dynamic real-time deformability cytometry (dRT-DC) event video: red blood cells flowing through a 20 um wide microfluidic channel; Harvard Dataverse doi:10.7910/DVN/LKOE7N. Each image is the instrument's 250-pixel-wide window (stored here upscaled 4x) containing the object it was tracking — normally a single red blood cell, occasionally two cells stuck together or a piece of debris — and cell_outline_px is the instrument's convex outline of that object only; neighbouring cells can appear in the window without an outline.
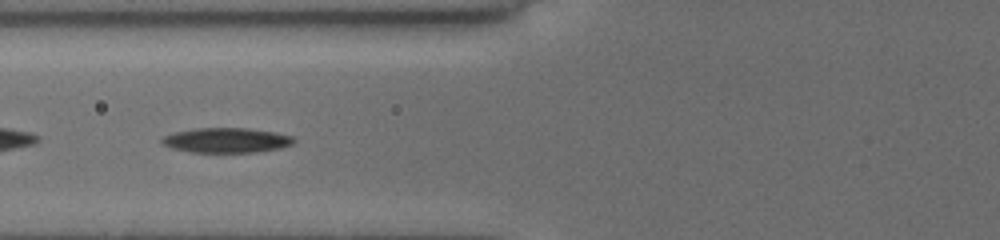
{"species": "common noctule bat (a hibernating species)", "species_latin": "Nyctalus noctula", "temperature_condition": "cold", "stored_images_in_passage": 53, "camera_frame_rate_fps": 3000, "um_per_image_px": 0.085, "animal": {"sex": "female", "body_mass_g": 19.5, "forearm_length_mm": 54.1}, "frame": {"image": 1, "passage_image": 23, "time_ms": 7.333, "image_size_px": [1000, 240], "cell_outline_px": [[296, 140], [292, 144], [280, 148], [256, 152], [192, 152], [172, 148], [160, 144], [160, 140], [164, 136], [176, 132], [196, 128], [248, 128], [276, 132], [292, 136]], "centroid_in_image_um": [19.25, 11.92], "position_along_channel_um": 106.6, "area_um2": 19.13}}
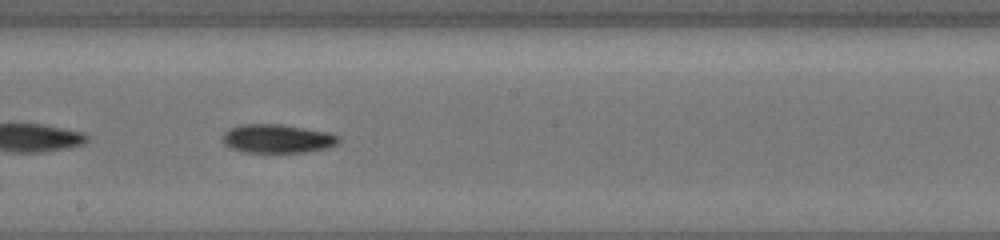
{"frame": {"image": 2, "passage_image": 32, "time_ms": 10.333, "image_size_px": [1000, 240], "cell_outline_px": [[340, 140], [336, 144], [328, 148], [308, 152], [244, 152], [232, 148], [224, 144], [224, 132], [228, 128], [240, 124], [280, 124], [328, 132], [340, 136]], "centroid_in_image_um": [23.59, 11.78], "position_along_channel_um": 224.6, "area_um2": 19.42}}
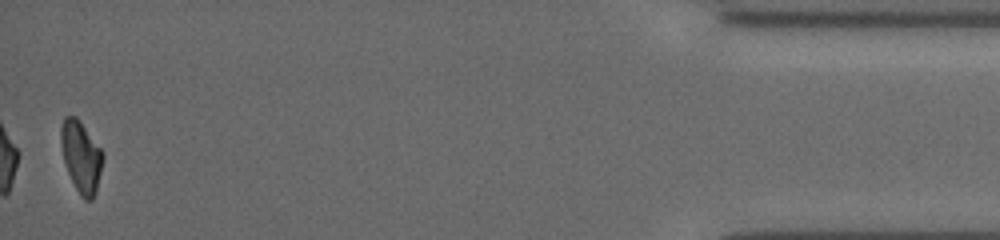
{"frame": {"image": 3, "passage_image": 53, "time_ms": 17.333, "image_size_px": [1000, 240], "cell_outline_px": [[104, 156], [96, 192], [92, 200], [84, 200], [80, 196], [68, 172], [64, 160], [60, 140], [60, 128], [64, 116], [76, 116], [80, 120], [104, 152]], "centroid_in_image_um": [6.9, 13.29], "position_along_channel_um": 428.3, "area_um2": 17.51}, "authors_computed_cell_mechanics": {"area_um2": 19.2474, "velocity_mm_per_s": 3.9354, "shape_relaxation_time_tau1_ms": 2.2991, "shape_relaxation_time_tau2_ms": null, "deformation_change_tau1": 0.1055, "deformation_change_tau2": null}}